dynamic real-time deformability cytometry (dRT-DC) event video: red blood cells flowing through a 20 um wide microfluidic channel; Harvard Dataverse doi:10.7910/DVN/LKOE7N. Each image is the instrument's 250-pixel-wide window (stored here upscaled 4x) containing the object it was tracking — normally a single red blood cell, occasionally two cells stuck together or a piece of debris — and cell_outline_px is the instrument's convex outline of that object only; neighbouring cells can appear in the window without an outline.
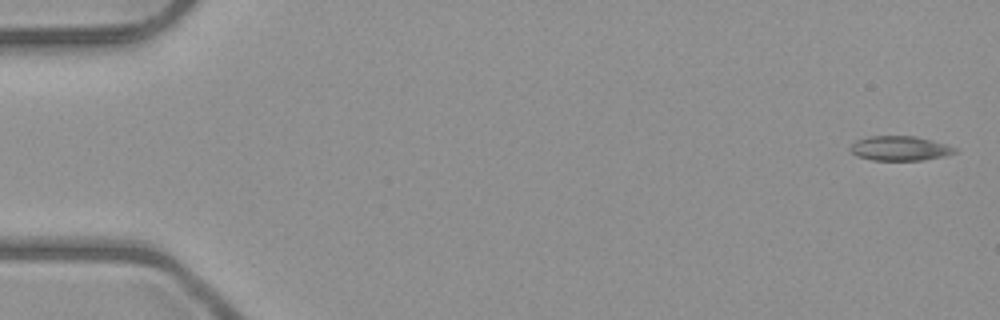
{"species": "common noctule bat (a hibernating species)", "species_latin": "Nyctalus noctula", "temperature_condition": "room temperature", "stored_images_in_passage": 5, "camera_frame_rate_fps": 3000, "um_per_image_px": 0.085, "animal": {"sex": "male", "body_mass_g": 23.1, "forearm_length_mm": 52.7}, "frame": {"image": 1, "passage_image": 1, "time_ms": 0.0, "image_size_px": [1000, 320], "cell_outline_px": [[956, 152], [944, 156], [924, 160], [872, 160], [856, 156], [848, 148], [856, 140], [868, 136], [916, 136], [932, 140], [956, 148]], "centroid_in_image_um": [76.45, 12.61], "position_along_channel_um": 8.5, "area_um2": 14.97}}
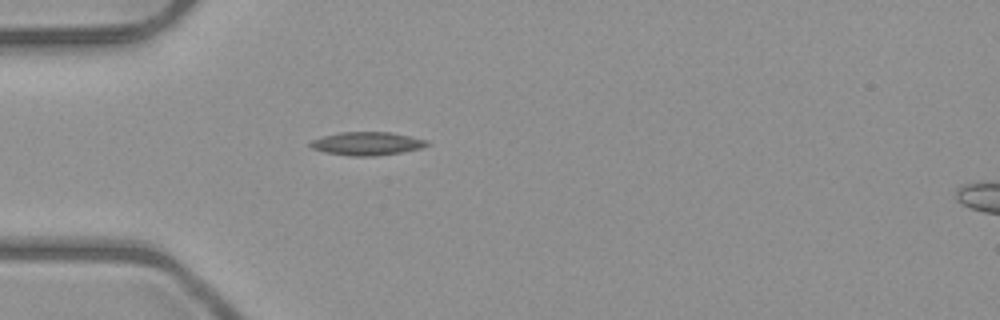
{"frame": {"image": 2, "passage_image": 5, "time_ms": 4.667, "image_size_px": [1000, 320], "cell_outline_px": [[432, 144], [420, 148], [400, 152], [372, 156], [352, 156], [324, 152], [312, 148], [308, 144], [312, 140], [324, 136], [340, 132], [392, 132], [428, 140]], "centroid_in_image_um": [31.21, 12.2], "position_along_channel_um": 53.8, "area_um2": 15.78}}